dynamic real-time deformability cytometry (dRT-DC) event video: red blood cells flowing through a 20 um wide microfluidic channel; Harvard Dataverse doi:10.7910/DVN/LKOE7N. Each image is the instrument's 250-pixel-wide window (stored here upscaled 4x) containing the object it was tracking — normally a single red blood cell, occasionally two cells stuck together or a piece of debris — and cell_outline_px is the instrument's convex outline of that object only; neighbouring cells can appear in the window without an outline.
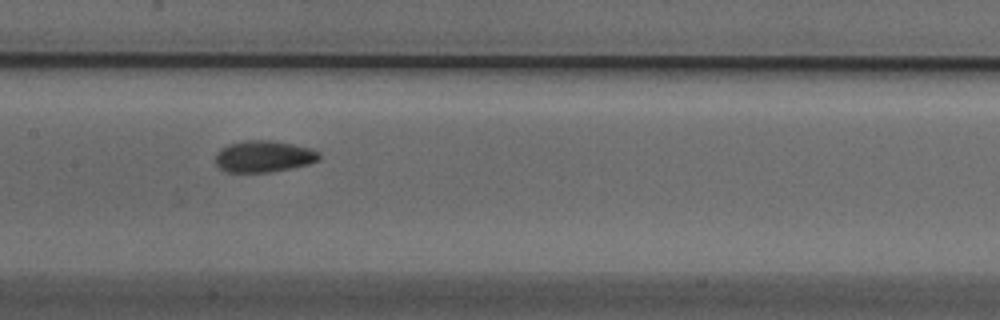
{"species": "Egyptian fruit bat (a non-hibernating species)", "species_latin": "Rousettus aegyptiacus", "temperature_condition": "cold", "stored_images_in_passage": 32, "camera_frame_rate_fps": 3000, "um_per_image_px": 0.085, "animal": {"sex": "male"}, "frame": {"image": 1, "passage_image": 11, "time_ms": 3.333, "image_size_px": [1000, 320], "cell_outline_px": [[320, 160], [308, 164], [268, 172], [228, 172], [220, 168], [216, 164], [216, 152], [220, 148], [228, 144], [244, 140], [272, 140], [312, 148], [320, 152]], "centroid_in_image_um": [22.41, 13.28], "position_along_channel_um": 185.0, "area_um2": 19.13}}
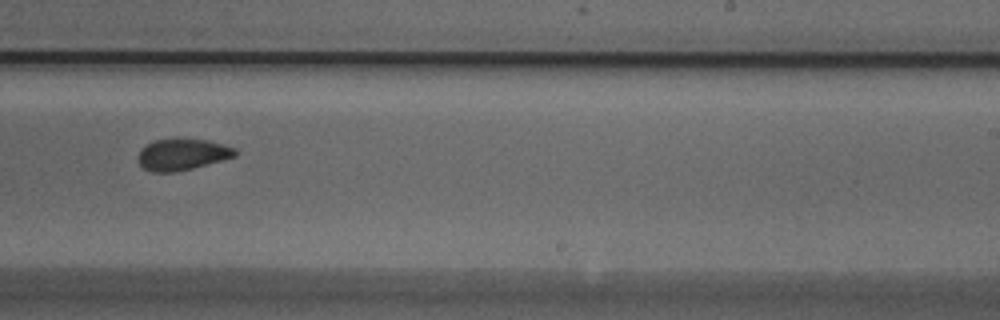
{"frame": {"image": 2, "passage_image": 18, "time_ms": 5.667, "image_size_px": [1000, 320], "cell_outline_px": [[236, 156], [192, 168], [176, 172], [152, 172], [144, 168], [140, 164], [136, 156], [140, 148], [156, 140], [208, 140], [236, 148]], "centroid_in_image_um": [15.46, 13.15], "position_along_channel_um": 273.5, "area_um2": 17.46}}
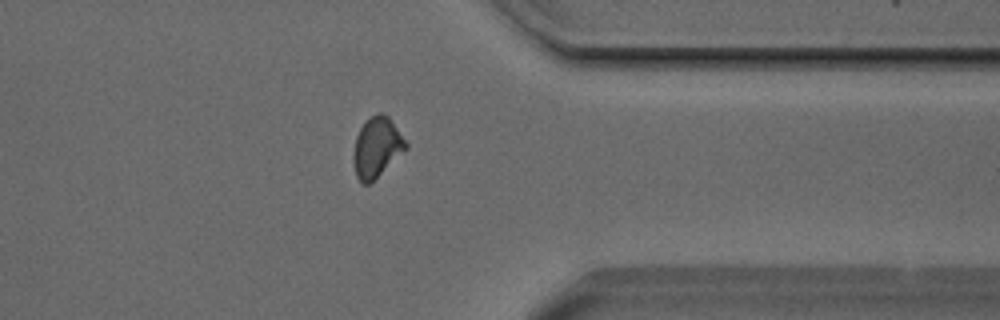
{"frame": {"image": 3, "passage_image": 27, "time_ms": 8.667, "image_size_px": [1000, 320], "cell_outline_px": [[408, 148], [368, 184], [364, 184], [356, 176], [356, 136], [360, 128], [376, 112], [380, 112], [388, 116], [408, 144]], "centroid_in_image_um": [32.08, 12.48], "position_along_channel_um": 379.3, "area_um2": 17.4}, "authors_computed_cell_mechanics": {"area_um2": 18.3804, "velocity_mm_per_s": 3.8054, "shape_relaxation_time_tau1_ms": 10.8761, "shape_relaxation_time_tau2_ms": 2.0245, "deformation_change_tau1": 0.1915, "deformation_change_tau2": 0.0527}}